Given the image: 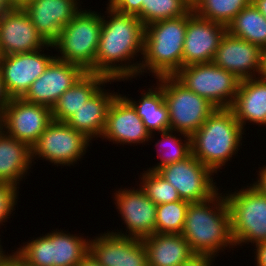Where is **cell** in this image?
Returning <instances> with one entry per match:
<instances>
[{"mask_svg":"<svg viewBox=\"0 0 266 266\" xmlns=\"http://www.w3.org/2000/svg\"><path fill=\"white\" fill-rule=\"evenodd\" d=\"M106 8L95 56V73L119 82L128 81L139 76L141 60L134 63V57L139 53L143 57L145 26L136 15L119 13L108 4Z\"/></svg>","mask_w":266,"mask_h":266,"instance_id":"obj_1","label":"cell"},{"mask_svg":"<svg viewBox=\"0 0 266 266\" xmlns=\"http://www.w3.org/2000/svg\"><path fill=\"white\" fill-rule=\"evenodd\" d=\"M222 194L218 191L211 198L188 206L181 235L195 254L217 258L225 247L232 250L236 247L231 233L230 210Z\"/></svg>","mask_w":266,"mask_h":266,"instance_id":"obj_2","label":"cell"},{"mask_svg":"<svg viewBox=\"0 0 266 266\" xmlns=\"http://www.w3.org/2000/svg\"><path fill=\"white\" fill-rule=\"evenodd\" d=\"M244 131L230 108H216L191 136V153L217 174L238 153Z\"/></svg>","mask_w":266,"mask_h":266,"instance_id":"obj_3","label":"cell"},{"mask_svg":"<svg viewBox=\"0 0 266 266\" xmlns=\"http://www.w3.org/2000/svg\"><path fill=\"white\" fill-rule=\"evenodd\" d=\"M185 33L186 15L145 26L139 76L147 73V70L155 78L174 76L182 68Z\"/></svg>","mask_w":266,"mask_h":266,"instance_id":"obj_4","label":"cell"},{"mask_svg":"<svg viewBox=\"0 0 266 266\" xmlns=\"http://www.w3.org/2000/svg\"><path fill=\"white\" fill-rule=\"evenodd\" d=\"M101 28V14L81 8L52 43L53 48L61 54H55V58L79 65L86 72L95 73V56Z\"/></svg>","mask_w":266,"mask_h":266,"instance_id":"obj_5","label":"cell"},{"mask_svg":"<svg viewBox=\"0 0 266 266\" xmlns=\"http://www.w3.org/2000/svg\"><path fill=\"white\" fill-rule=\"evenodd\" d=\"M57 230L25 242L13 254L27 266H77L89 252V240Z\"/></svg>","mask_w":266,"mask_h":266,"instance_id":"obj_6","label":"cell"},{"mask_svg":"<svg viewBox=\"0 0 266 266\" xmlns=\"http://www.w3.org/2000/svg\"><path fill=\"white\" fill-rule=\"evenodd\" d=\"M225 195L235 246L266 242V196L252 183Z\"/></svg>","mask_w":266,"mask_h":266,"instance_id":"obj_7","label":"cell"},{"mask_svg":"<svg viewBox=\"0 0 266 266\" xmlns=\"http://www.w3.org/2000/svg\"><path fill=\"white\" fill-rule=\"evenodd\" d=\"M162 87L168 106L170 130L192 136L215 111L216 107L207 99L190 91L175 76L156 78Z\"/></svg>","mask_w":266,"mask_h":266,"instance_id":"obj_8","label":"cell"},{"mask_svg":"<svg viewBox=\"0 0 266 266\" xmlns=\"http://www.w3.org/2000/svg\"><path fill=\"white\" fill-rule=\"evenodd\" d=\"M174 76L190 91L207 99L216 108L231 107L241 81L214 62L184 66Z\"/></svg>","mask_w":266,"mask_h":266,"instance_id":"obj_9","label":"cell"},{"mask_svg":"<svg viewBox=\"0 0 266 266\" xmlns=\"http://www.w3.org/2000/svg\"><path fill=\"white\" fill-rule=\"evenodd\" d=\"M89 142L91 143V140L66 122L53 120L32 146V160L41 157L57 167H70L86 154L87 148L90 147Z\"/></svg>","mask_w":266,"mask_h":266,"instance_id":"obj_10","label":"cell"},{"mask_svg":"<svg viewBox=\"0 0 266 266\" xmlns=\"http://www.w3.org/2000/svg\"><path fill=\"white\" fill-rule=\"evenodd\" d=\"M156 172L177 190L181 200L190 203L205 201L219 191L211 177L214 172L192 153L184 160L162 166Z\"/></svg>","mask_w":266,"mask_h":266,"instance_id":"obj_11","label":"cell"},{"mask_svg":"<svg viewBox=\"0 0 266 266\" xmlns=\"http://www.w3.org/2000/svg\"><path fill=\"white\" fill-rule=\"evenodd\" d=\"M52 121L51 108L12 98L3 110L0 128L32 148Z\"/></svg>","mask_w":266,"mask_h":266,"instance_id":"obj_12","label":"cell"},{"mask_svg":"<svg viewBox=\"0 0 266 266\" xmlns=\"http://www.w3.org/2000/svg\"><path fill=\"white\" fill-rule=\"evenodd\" d=\"M138 188H119L114 193L116 209L127 228L126 232L124 231L126 235L118 229L117 232L112 230V233L137 239H144L156 233L157 205L145 195L140 184Z\"/></svg>","mask_w":266,"mask_h":266,"instance_id":"obj_13","label":"cell"},{"mask_svg":"<svg viewBox=\"0 0 266 266\" xmlns=\"http://www.w3.org/2000/svg\"><path fill=\"white\" fill-rule=\"evenodd\" d=\"M226 32L225 25L200 17L192 10L186 15L182 67L213 62L217 48Z\"/></svg>","mask_w":266,"mask_h":266,"instance_id":"obj_14","label":"cell"},{"mask_svg":"<svg viewBox=\"0 0 266 266\" xmlns=\"http://www.w3.org/2000/svg\"><path fill=\"white\" fill-rule=\"evenodd\" d=\"M44 47L48 50L53 45L37 32L23 7H15L0 14L1 56L34 52Z\"/></svg>","mask_w":266,"mask_h":266,"instance_id":"obj_15","label":"cell"},{"mask_svg":"<svg viewBox=\"0 0 266 266\" xmlns=\"http://www.w3.org/2000/svg\"><path fill=\"white\" fill-rule=\"evenodd\" d=\"M43 49L1 57L0 73L5 90L11 99L22 98L30 85L44 73L55 58V55L42 53Z\"/></svg>","mask_w":266,"mask_h":266,"instance_id":"obj_16","label":"cell"},{"mask_svg":"<svg viewBox=\"0 0 266 266\" xmlns=\"http://www.w3.org/2000/svg\"><path fill=\"white\" fill-rule=\"evenodd\" d=\"M85 72L79 65L54 58L44 73L30 85L22 99L52 109L60 96Z\"/></svg>","mask_w":266,"mask_h":266,"instance_id":"obj_17","label":"cell"},{"mask_svg":"<svg viewBox=\"0 0 266 266\" xmlns=\"http://www.w3.org/2000/svg\"><path fill=\"white\" fill-rule=\"evenodd\" d=\"M94 238L89 239V252L102 266H148L142 239L110 231Z\"/></svg>","mask_w":266,"mask_h":266,"instance_id":"obj_18","label":"cell"},{"mask_svg":"<svg viewBox=\"0 0 266 266\" xmlns=\"http://www.w3.org/2000/svg\"><path fill=\"white\" fill-rule=\"evenodd\" d=\"M213 62L234 74L239 80L259 77L262 71V50L245 40L230 35L223 36Z\"/></svg>","mask_w":266,"mask_h":266,"instance_id":"obj_19","label":"cell"},{"mask_svg":"<svg viewBox=\"0 0 266 266\" xmlns=\"http://www.w3.org/2000/svg\"><path fill=\"white\" fill-rule=\"evenodd\" d=\"M103 139L113 144H141L150 140L142 119L138 116L133 105L119 93L111 103L102 135Z\"/></svg>","mask_w":266,"mask_h":266,"instance_id":"obj_20","label":"cell"},{"mask_svg":"<svg viewBox=\"0 0 266 266\" xmlns=\"http://www.w3.org/2000/svg\"><path fill=\"white\" fill-rule=\"evenodd\" d=\"M79 3L80 0H31L23 8L37 32L47 43L52 44L62 28L81 10Z\"/></svg>","mask_w":266,"mask_h":266,"instance_id":"obj_21","label":"cell"},{"mask_svg":"<svg viewBox=\"0 0 266 266\" xmlns=\"http://www.w3.org/2000/svg\"><path fill=\"white\" fill-rule=\"evenodd\" d=\"M230 109L243 130L247 123L266 125V79L253 77L241 80Z\"/></svg>","mask_w":266,"mask_h":266,"instance_id":"obj_22","label":"cell"},{"mask_svg":"<svg viewBox=\"0 0 266 266\" xmlns=\"http://www.w3.org/2000/svg\"><path fill=\"white\" fill-rule=\"evenodd\" d=\"M119 93L100 88L66 123L89 140L102 137L111 103Z\"/></svg>","mask_w":266,"mask_h":266,"instance_id":"obj_23","label":"cell"},{"mask_svg":"<svg viewBox=\"0 0 266 266\" xmlns=\"http://www.w3.org/2000/svg\"><path fill=\"white\" fill-rule=\"evenodd\" d=\"M148 266H180L195 253L181 234H153L142 239Z\"/></svg>","mask_w":266,"mask_h":266,"instance_id":"obj_24","label":"cell"},{"mask_svg":"<svg viewBox=\"0 0 266 266\" xmlns=\"http://www.w3.org/2000/svg\"><path fill=\"white\" fill-rule=\"evenodd\" d=\"M32 162L31 147L0 128V183L19 186Z\"/></svg>","mask_w":266,"mask_h":266,"instance_id":"obj_25","label":"cell"},{"mask_svg":"<svg viewBox=\"0 0 266 266\" xmlns=\"http://www.w3.org/2000/svg\"><path fill=\"white\" fill-rule=\"evenodd\" d=\"M117 80L108 79L106 76L93 72H85L79 80L68 88L52 107L54 121L66 122L89 98L101 87Z\"/></svg>","mask_w":266,"mask_h":266,"instance_id":"obj_26","label":"cell"},{"mask_svg":"<svg viewBox=\"0 0 266 266\" xmlns=\"http://www.w3.org/2000/svg\"><path fill=\"white\" fill-rule=\"evenodd\" d=\"M156 83L155 88H148L147 92H142V96L138 101L124 96L142 119L146 130L150 133V140L154 138L156 131L160 134L170 130L168 106L164 99L162 87L158 82Z\"/></svg>","mask_w":266,"mask_h":266,"instance_id":"obj_27","label":"cell"},{"mask_svg":"<svg viewBox=\"0 0 266 266\" xmlns=\"http://www.w3.org/2000/svg\"><path fill=\"white\" fill-rule=\"evenodd\" d=\"M227 32L261 50L266 48V17L252 3L232 19L227 25Z\"/></svg>","mask_w":266,"mask_h":266,"instance_id":"obj_28","label":"cell"},{"mask_svg":"<svg viewBox=\"0 0 266 266\" xmlns=\"http://www.w3.org/2000/svg\"><path fill=\"white\" fill-rule=\"evenodd\" d=\"M193 10L192 0H146L137 15L144 26L156 21L175 19Z\"/></svg>","mask_w":266,"mask_h":266,"instance_id":"obj_29","label":"cell"},{"mask_svg":"<svg viewBox=\"0 0 266 266\" xmlns=\"http://www.w3.org/2000/svg\"><path fill=\"white\" fill-rule=\"evenodd\" d=\"M252 0H192L193 11L212 22L227 25Z\"/></svg>","mask_w":266,"mask_h":266,"instance_id":"obj_30","label":"cell"},{"mask_svg":"<svg viewBox=\"0 0 266 266\" xmlns=\"http://www.w3.org/2000/svg\"><path fill=\"white\" fill-rule=\"evenodd\" d=\"M190 202L180 200L159 204L156 210L157 234H181Z\"/></svg>","mask_w":266,"mask_h":266,"instance_id":"obj_31","label":"cell"},{"mask_svg":"<svg viewBox=\"0 0 266 266\" xmlns=\"http://www.w3.org/2000/svg\"><path fill=\"white\" fill-rule=\"evenodd\" d=\"M173 133H175L174 134L175 136L173 135ZM176 133H177L176 131L173 132L171 130L166 132H161L162 135L161 139H159L155 143V146H158L159 148L162 147L163 149V153L160 154V152H162V149H160L158 155V158H160L161 160L159 163L157 162L155 166H152L148 170L157 171L162 166L184 160L191 154V137L188 135H184L183 136V138L185 139L184 140L181 139V137L179 138L176 137L178 136L176 135ZM165 146L168 148L167 150Z\"/></svg>","mask_w":266,"mask_h":266,"instance_id":"obj_32","label":"cell"},{"mask_svg":"<svg viewBox=\"0 0 266 266\" xmlns=\"http://www.w3.org/2000/svg\"><path fill=\"white\" fill-rule=\"evenodd\" d=\"M140 187L156 205L180 201L177 190L156 171L146 170L140 178Z\"/></svg>","mask_w":266,"mask_h":266,"instance_id":"obj_33","label":"cell"},{"mask_svg":"<svg viewBox=\"0 0 266 266\" xmlns=\"http://www.w3.org/2000/svg\"><path fill=\"white\" fill-rule=\"evenodd\" d=\"M19 187L9 183H0V226L7 222L17 205ZM14 209V210H13Z\"/></svg>","mask_w":266,"mask_h":266,"instance_id":"obj_34","label":"cell"},{"mask_svg":"<svg viewBox=\"0 0 266 266\" xmlns=\"http://www.w3.org/2000/svg\"><path fill=\"white\" fill-rule=\"evenodd\" d=\"M108 5L122 14L138 15L142 10V2L146 0H108Z\"/></svg>","mask_w":266,"mask_h":266,"instance_id":"obj_35","label":"cell"},{"mask_svg":"<svg viewBox=\"0 0 266 266\" xmlns=\"http://www.w3.org/2000/svg\"><path fill=\"white\" fill-rule=\"evenodd\" d=\"M212 255H198L195 254L189 261L181 264L180 266H212L215 261Z\"/></svg>","mask_w":266,"mask_h":266,"instance_id":"obj_36","label":"cell"},{"mask_svg":"<svg viewBox=\"0 0 266 266\" xmlns=\"http://www.w3.org/2000/svg\"><path fill=\"white\" fill-rule=\"evenodd\" d=\"M254 250L256 266H266V242L256 244Z\"/></svg>","mask_w":266,"mask_h":266,"instance_id":"obj_37","label":"cell"},{"mask_svg":"<svg viewBox=\"0 0 266 266\" xmlns=\"http://www.w3.org/2000/svg\"><path fill=\"white\" fill-rule=\"evenodd\" d=\"M258 178L257 181L253 182V186L258 189L263 195L266 196V166L260 168L258 171Z\"/></svg>","mask_w":266,"mask_h":266,"instance_id":"obj_38","label":"cell"},{"mask_svg":"<svg viewBox=\"0 0 266 266\" xmlns=\"http://www.w3.org/2000/svg\"><path fill=\"white\" fill-rule=\"evenodd\" d=\"M10 97L7 94L5 87H4V83L2 81V76L0 73V118L2 116L3 110L5 109V107L7 106V104L10 102Z\"/></svg>","mask_w":266,"mask_h":266,"instance_id":"obj_39","label":"cell"},{"mask_svg":"<svg viewBox=\"0 0 266 266\" xmlns=\"http://www.w3.org/2000/svg\"><path fill=\"white\" fill-rule=\"evenodd\" d=\"M77 266H102L93 255L88 252Z\"/></svg>","mask_w":266,"mask_h":266,"instance_id":"obj_40","label":"cell"},{"mask_svg":"<svg viewBox=\"0 0 266 266\" xmlns=\"http://www.w3.org/2000/svg\"><path fill=\"white\" fill-rule=\"evenodd\" d=\"M12 255L13 253L6 255L0 242V266H8Z\"/></svg>","mask_w":266,"mask_h":266,"instance_id":"obj_41","label":"cell"},{"mask_svg":"<svg viewBox=\"0 0 266 266\" xmlns=\"http://www.w3.org/2000/svg\"><path fill=\"white\" fill-rule=\"evenodd\" d=\"M15 7L16 6L13 4L12 0H0V14Z\"/></svg>","mask_w":266,"mask_h":266,"instance_id":"obj_42","label":"cell"},{"mask_svg":"<svg viewBox=\"0 0 266 266\" xmlns=\"http://www.w3.org/2000/svg\"><path fill=\"white\" fill-rule=\"evenodd\" d=\"M251 3L266 17V0H252Z\"/></svg>","mask_w":266,"mask_h":266,"instance_id":"obj_43","label":"cell"},{"mask_svg":"<svg viewBox=\"0 0 266 266\" xmlns=\"http://www.w3.org/2000/svg\"><path fill=\"white\" fill-rule=\"evenodd\" d=\"M260 76L266 79V48L262 50V71Z\"/></svg>","mask_w":266,"mask_h":266,"instance_id":"obj_44","label":"cell"},{"mask_svg":"<svg viewBox=\"0 0 266 266\" xmlns=\"http://www.w3.org/2000/svg\"><path fill=\"white\" fill-rule=\"evenodd\" d=\"M10 266H27L25 264H23L14 254L11 257Z\"/></svg>","mask_w":266,"mask_h":266,"instance_id":"obj_45","label":"cell"},{"mask_svg":"<svg viewBox=\"0 0 266 266\" xmlns=\"http://www.w3.org/2000/svg\"><path fill=\"white\" fill-rule=\"evenodd\" d=\"M31 0H12L16 7H24Z\"/></svg>","mask_w":266,"mask_h":266,"instance_id":"obj_46","label":"cell"}]
</instances>
